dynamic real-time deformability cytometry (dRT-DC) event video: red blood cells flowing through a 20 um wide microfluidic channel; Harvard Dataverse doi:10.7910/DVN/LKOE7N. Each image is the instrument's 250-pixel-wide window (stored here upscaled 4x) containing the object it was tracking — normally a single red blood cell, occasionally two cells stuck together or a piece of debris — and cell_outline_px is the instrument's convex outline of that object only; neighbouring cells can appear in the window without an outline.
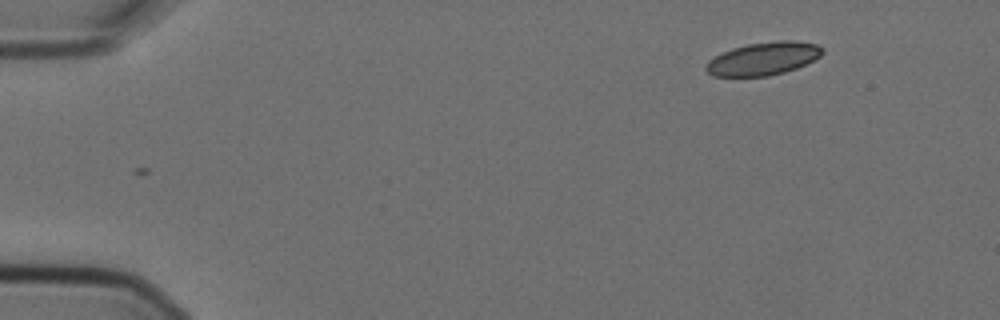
{"species": "Egyptian fruit bat (a non-hibernating species)", "species_latin": "Rousettus aegyptiacus", "temperature_condition": "cold", "stored_images_in_passage": 3, "camera_frame_rate_fps": 3000, "um_per_image_px": 0.085, "animal": {"sex": "female"}, "frame": {"image": 1, "passage_image": 3, "time_ms": 0.667, "image_size_px": [1000, 320], "cell_outline_px": [[824, 52], [820, 56], [796, 68], [784, 72], [768, 76], [712, 76], [704, 68], [708, 60], [732, 48], [748, 44], [776, 40], [792, 40], [820, 44], [824, 48]], "centroid_in_image_um": [64.9, 4.97], "position_along_channel_um": 20.1, "area_um2": 22.37}}